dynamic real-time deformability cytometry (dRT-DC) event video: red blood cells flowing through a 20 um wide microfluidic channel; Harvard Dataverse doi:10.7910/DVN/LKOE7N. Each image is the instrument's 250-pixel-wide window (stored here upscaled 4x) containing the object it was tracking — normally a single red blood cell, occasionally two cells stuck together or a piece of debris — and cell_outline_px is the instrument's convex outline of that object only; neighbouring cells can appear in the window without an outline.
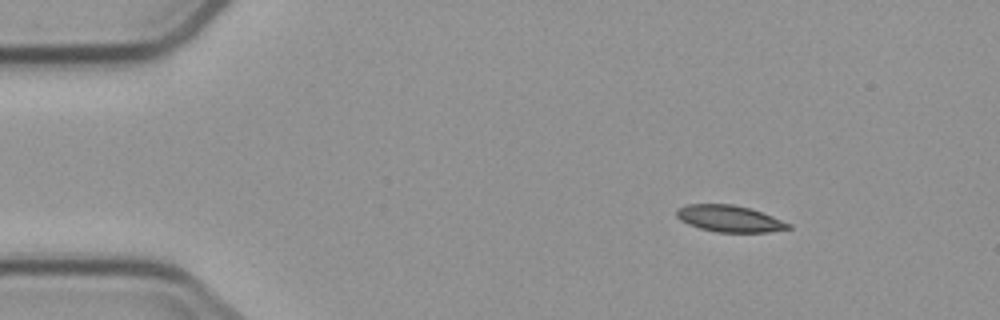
{"species": "common noctule bat (a hibernating species)", "species_latin": "Nyctalus noctula", "temperature_condition": "cold", "stored_images_in_passage": 7, "camera_frame_rate_fps": 3000, "um_per_image_px": 0.085, "animal": {"sex": "male", "body_mass_g": 23.1, "forearm_length_mm": 52.7}, "frame": {"image": 1, "passage_image": 1, "time_ms": 0.0, "image_size_px": [1000, 320], "cell_outline_px": [[792, 228], [768, 232], [716, 232], [700, 228], [688, 224], [680, 220], [676, 216], [676, 208], [688, 204], [732, 204], [748, 208], [772, 216], [792, 224]], "centroid_in_image_um": [61.99, 18.58], "position_along_channel_um": 23.0, "area_um2": 17.28}}
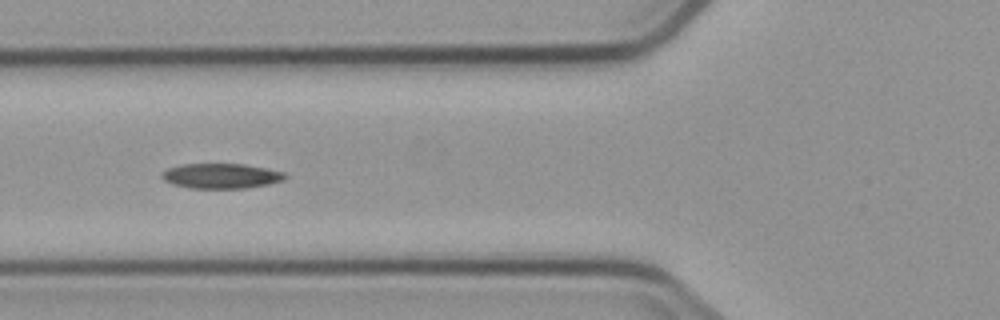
{"frame": {"image": 2, "passage_image": 5, "time_ms": 4.333, "image_size_px": [1000, 320], "cell_outline_px": [[288, 176], [284, 180], [268, 184], [244, 188], [188, 188], [172, 184], [164, 180], [160, 176], [160, 172], [168, 168], [184, 164], [244, 164], [284, 172]], "centroid_in_image_um": [18.77, 14.95], "position_along_channel_um": 107.0, "area_um2": 17.98}}
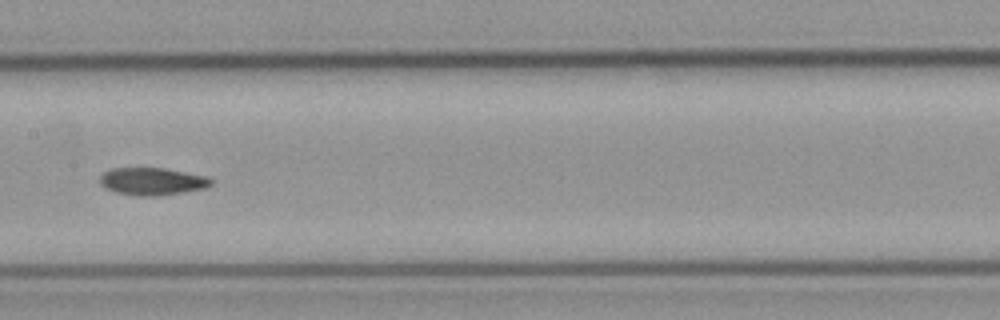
{"frame": {"image": 3, "passage_image": 7, "time_ms": 6.667, "image_size_px": [1000, 320], "cell_outline_px": [[212, 184], [204, 188], [184, 192], [160, 196], [136, 196], [116, 192], [100, 184], [100, 176], [104, 172], [112, 168], [164, 168], [208, 176], [212, 180]], "centroid_in_image_um": [12.96, 15.42], "position_along_channel_um": 194.4, "area_um2": 17.8}}